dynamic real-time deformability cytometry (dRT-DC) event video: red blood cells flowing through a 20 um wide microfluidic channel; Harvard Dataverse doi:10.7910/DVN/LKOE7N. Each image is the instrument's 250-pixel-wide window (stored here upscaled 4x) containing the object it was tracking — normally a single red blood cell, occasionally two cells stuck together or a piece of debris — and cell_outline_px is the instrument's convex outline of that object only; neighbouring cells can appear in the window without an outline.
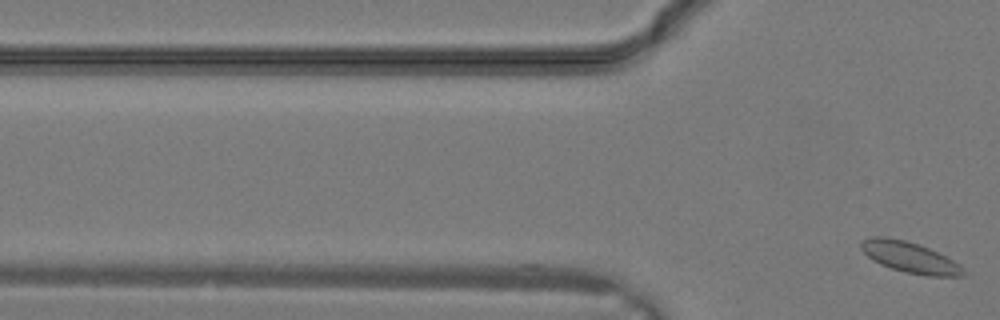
{"species": "common noctule bat (a hibernating species)", "species_latin": "Nyctalus noctula", "temperature_condition": "warm", "stored_images_in_passage": 2, "camera_frame_rate_fps": 3000, "um_per_image_px": 0.085, "animal": {"sex": "male", "body_mass_g": 19.2, "forearm_length_mm": 51.8}, "frame": {"image": 1, "passage_image": 2, "time_ms": 0.333, "image_size_px": [1000, 320], "cell_outline_px": [[964, 276], [924, 276], [904, 272], [880, 264], [872, 260], [860, 248], [860, 244], [864, 240], [872, 236], [884, 236], [904, 240], [928, 248], [960, 264], [964, 268]], "centroid_in_image_um": [77.32, 21.88], "position_along_channel_um": 48.5, "area_um2": 18.21}}